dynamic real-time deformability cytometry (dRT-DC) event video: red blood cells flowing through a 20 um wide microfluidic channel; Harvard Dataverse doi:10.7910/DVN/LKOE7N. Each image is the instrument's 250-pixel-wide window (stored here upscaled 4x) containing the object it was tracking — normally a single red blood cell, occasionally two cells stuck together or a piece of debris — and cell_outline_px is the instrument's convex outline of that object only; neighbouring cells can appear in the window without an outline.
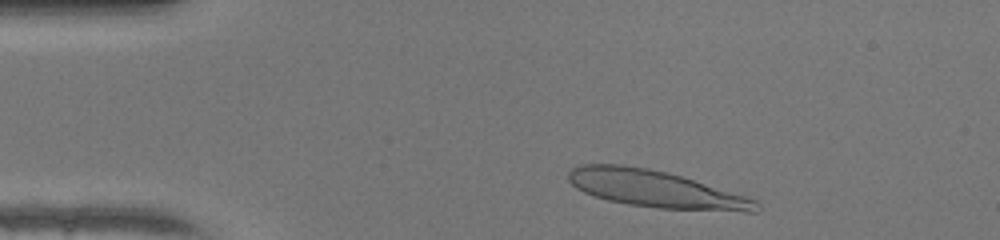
{"species": "human", "species_latin": "Homo sapiens", "temperature_condition": "warm", "stored_images_in_passage": 43, "camera_frame_rate_fps": 3000, "um_per_image_px": 0.085, "donor": {"sex": "female"}, "frame": {"image": 1, "passage_image": 3, "time_ms": 0.667, "image_size_px": [1000, 240], "cell_outline_px": [[760, 208], [756, 212], [744, 212], [660, 208], [628, 204], [608, 200], [584, 192], [576, 188], [568, 180], [568, 172], [572, 168], [580, 164], [624, 164], [648, 168], [668, 172], [748, 196], [756, 200], [760, 204]], "centroid_in_image_um": [55.76, 16.06], "position_along_channel_um": 29.2, "area_um2": 40.69}}
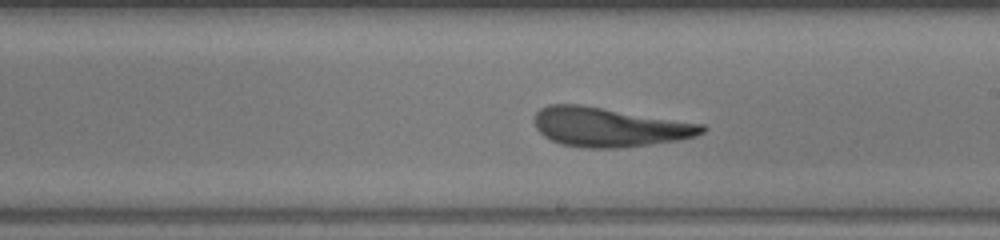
{"frame": {"image": 2, "passage_image": 22, "time_ms": 7.0, "image_size_px": [1000, 240], "cell_outline_px": [[708, 128], [704, 132], [696, 136], [676, 140], [648, 144], [616, 148], [584, 148], [560, 144], [544, 136], [536, 128], [532, 120], [536, 112], [540, 108], [548, 104], [580, 104], [704, 124]], "centroid_in_image_um": [51.74, 10.79], "position_along_channel_um": 237.3, "area_um2": 38.38}}
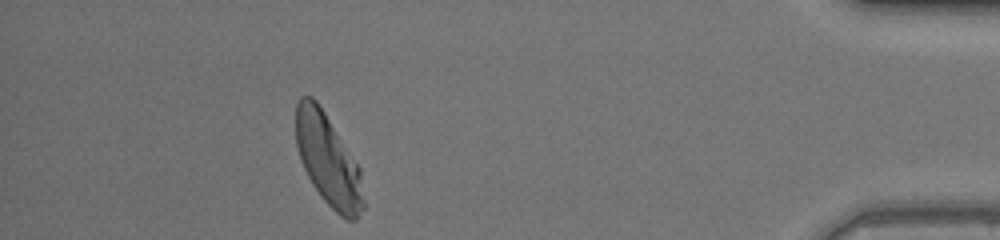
{"frame": {"image": 3, "passage_image": 38, "time_ms": 12.333, "image_size_px": [1000, 240], "cell_outline_px": [[364, 208], [356, 220], [348, 220], [340, 216], [320, 196], [312, 184], [300, 160], [296, 144], [296, 104], [300, 96], [312, 96], [316, 100], [324, 112], [360, 168], [364, 204]], "centroid_in_image_um": [27.88, 13.62], "position_along_channel_um": 407.3, "area_um2": 35.78}, "authors_computed_cell_mechanics": {"area_um2": 38.3792, "velocity_mm_per_s": 4.248, "shape_relaxation_time_tau1_ms": 6.1802, "shape_relaxation_time_tau2_ms": 1.1761, "deformation_change_tau1": 0.2865, "deformation_change_tau2": 0.0889}}